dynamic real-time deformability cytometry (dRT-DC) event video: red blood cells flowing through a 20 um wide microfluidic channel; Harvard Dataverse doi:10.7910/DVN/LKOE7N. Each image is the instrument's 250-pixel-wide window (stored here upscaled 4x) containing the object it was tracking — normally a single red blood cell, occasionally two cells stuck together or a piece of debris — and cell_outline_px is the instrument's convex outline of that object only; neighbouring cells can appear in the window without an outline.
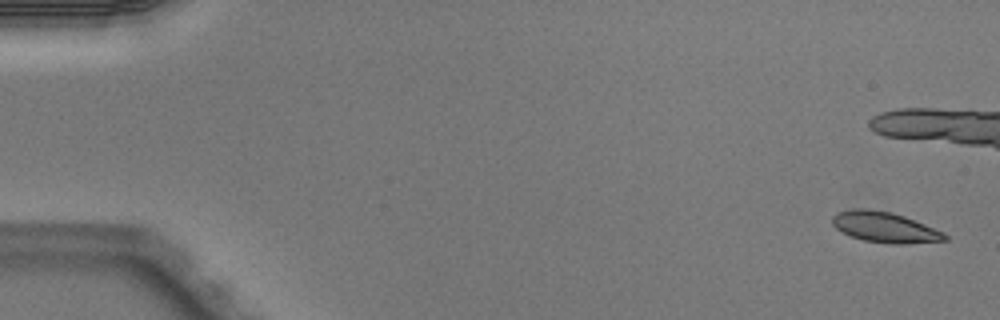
{"species": "Egyptian fruit bat (a non-hibernating species)", "species_latin": "Rousettus aegyptiacus", "temperature_condition": "warm", "stored_images_in_passage": 6, "camera_frame_rate_fps": 3000, "um_per_image_px": 0.085, "animal": {"sex": "male"}, "frame": {"image": 1, "passage_image": 1, "time_ms": 0.0, "image_size_px": [1000, 320], "cell_outline_px": [[948, 240], [904, 244], [888, 244], [864, 240], [852, 236], [836, 228], [832, 224], [832, 216], [836, 212], [852, 208], [868, 208], [892, 212], [904, 216], [944, 232], [948, 236]], "centroid_in_image_um": [75.2, 19.3], "position_along_channel_um": 9.8, "area_um2": 20.11}}